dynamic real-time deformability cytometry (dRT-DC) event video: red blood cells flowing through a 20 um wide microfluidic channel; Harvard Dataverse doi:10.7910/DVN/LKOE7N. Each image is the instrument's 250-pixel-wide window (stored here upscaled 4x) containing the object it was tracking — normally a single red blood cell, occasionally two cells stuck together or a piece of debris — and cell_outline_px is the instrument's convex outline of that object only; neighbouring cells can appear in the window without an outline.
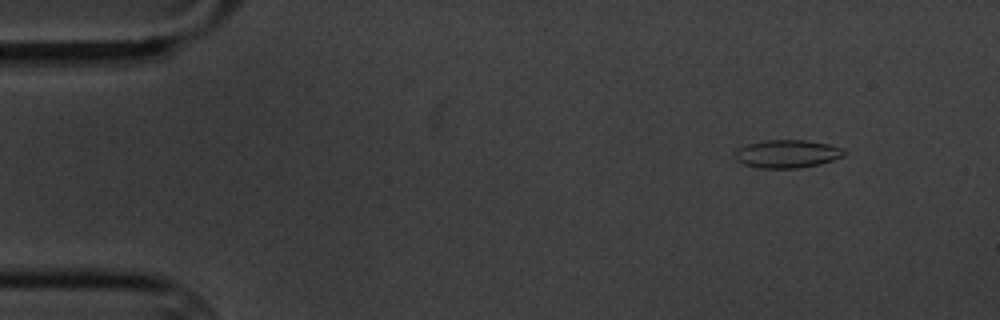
{"species": "common noctule bat (a hibernating species)", "species_latin": "Nyctalus noctula", "temperature_condition": "cold", "stored_images_in_passage": 4, "camera_frame_rate_fps": 3000, "um_per_image_px": 0.085, "animal": {"sex": "male", "body_mass_g": 20.1, "forearm_length_mm": 53.5}, "frame": {"image": 1, "passage_image": 1, "time_ms": 0.0, "image_size_px": [1000, 320], "cell_outline_px": [[844, 156], [820, 164], [800, 168], [760, 168], [744, 164], [736, 160], [736, 152], [740, 148], [748, 144], [764, 140], [804, 140], [828, 144], [840, 148], [844, 152]], "centroid_in_image_um": [66.91, 13.08], "position_along_channel_um": 18.1, "area_um2": 17.57}}
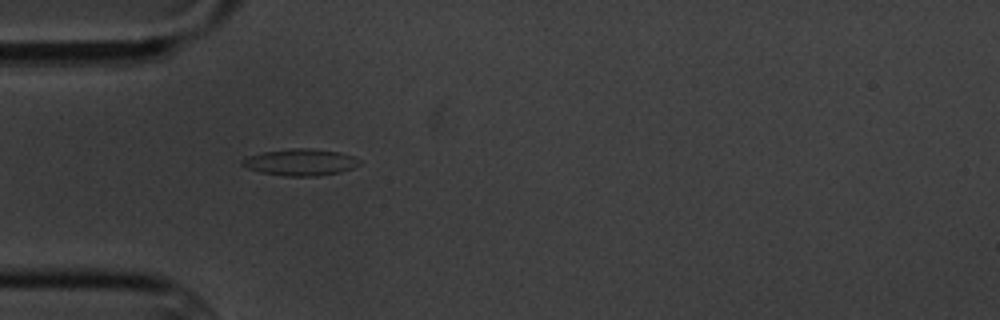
{"frame": {"image": 2, "passage_image": 4, "time_ms": 3.667, "image_size_px": [1000, 320], "cell_outline_px": [[360, 164], [352, 168], [340, 172], [320, 176], [284, 176], [260, 172], [248, 168], [240, 164], [240, 160], [248, 156], [264, 152], [292, 148], [308, 148], [340, 152], [352, 156], [360, 160]], "centroid_in_image_um": [25.53, 13.79], "position_along_channel_um": 59.5, "area_um2": 18.21}}